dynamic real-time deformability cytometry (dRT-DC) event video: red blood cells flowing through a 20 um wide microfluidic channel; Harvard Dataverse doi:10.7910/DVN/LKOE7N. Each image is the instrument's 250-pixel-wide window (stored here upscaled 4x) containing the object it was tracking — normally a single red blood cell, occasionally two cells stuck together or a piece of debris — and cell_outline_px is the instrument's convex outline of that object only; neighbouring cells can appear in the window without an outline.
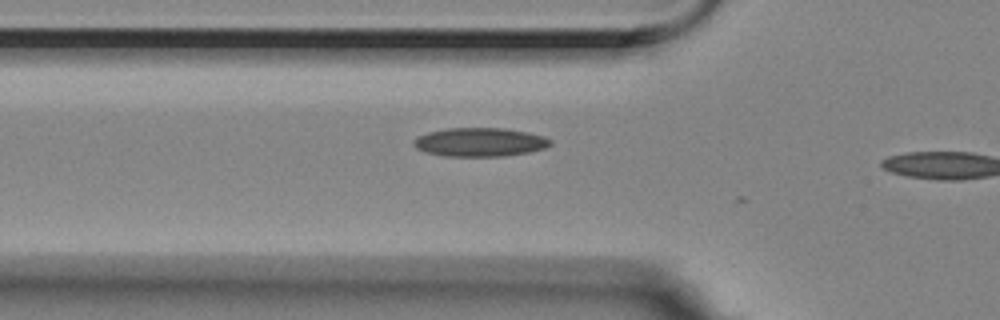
{"species": "Egyptian fruit bat (a non-hibernating species)", "species_latin": "Rousettus aegyptiacus", "temperature_condition": "room temperature", "stored_images_in_passage": 7, "camera_frame_rate_fps": 3000, "um_per_image_px": 0.085, "animal": {"sex": "female"}, "frame": {"image": 1, "passage_image": 7, "time_ms": 2.0, "image_size_px": [1000, 320], "cell_outline_px": [[552, 144], [544, 148], [532, 152], [504, 156], [444, 156], [424, 152], [416, 148], [412, 144], [412, 140], [416, 136], [428, 132], [444, 128], [504, 128], [528, 132], [544, 136], [552, 140]], "centroid_in_image_um": [40.77, 12.08], "position_along_channel_um": 85.0, "area_um2": 23.24}}